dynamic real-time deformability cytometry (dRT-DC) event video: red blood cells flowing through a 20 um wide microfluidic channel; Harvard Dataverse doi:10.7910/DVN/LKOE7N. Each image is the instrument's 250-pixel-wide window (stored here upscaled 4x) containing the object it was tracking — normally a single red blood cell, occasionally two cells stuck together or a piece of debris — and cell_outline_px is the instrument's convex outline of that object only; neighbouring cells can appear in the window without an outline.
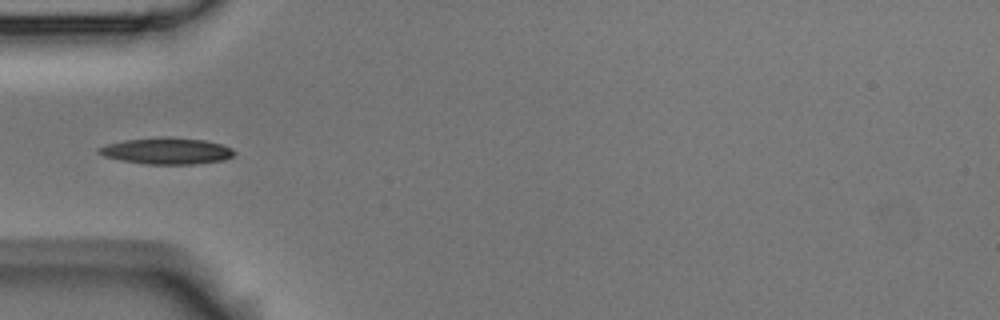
{"species": "Egyptian fruit bat (a non-hibernating species)", "species_latin": "Rousettus aegyptiacus", "temperature_condition": "room temperature", "stored_images_in_passage": 6, "camera_frame_rate_fps": 3000, "um_per_image_px": 0.085, "animal": {"sex": "male"}, "frame": {"image": 1, "passage_image": 5, "time_ms": 1.333, "image_size_px": [1000, 320], "cell_outline_px": [[236, 152], [232, 156], [224, 160], [192, 164], [144, 164], [120, 160], [104, 156], [96, 152], [96, 148], [108, 144], [124, 140], [160, 136], [168, 136], [204, 140], [220, 144], [232, 148]], "centroid_in_image_um": [14.14, 12.82], "position_along_channel_um": 70.9, "area_um2": 21.04}}
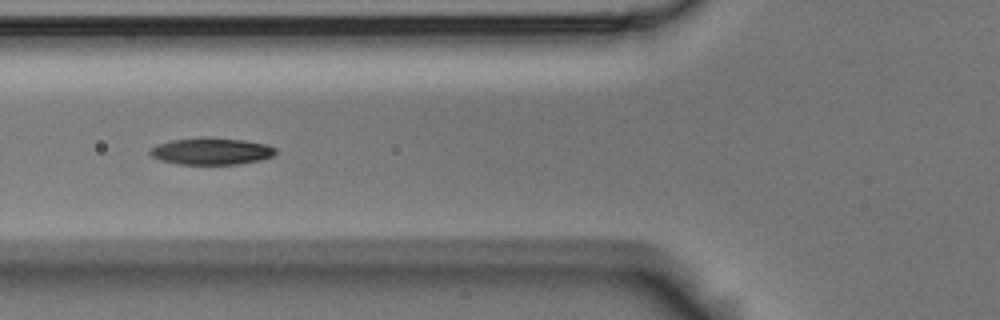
{"frame": {"image": 2, "passage_image": 6, "time_ms": 1.667, "image_size_px": [1000, 320], "cell_outline_px": [[276, 152], [272, 156], [260, 160], [240, 164], [180, 164], [160, 160], [152, 156], [148, 152], [156, 144], [172, 140], [244, 140], [268, 144], [276, 148]], "centroid_in_image_um": [17.99, 12.9], "position_along_channel_um": 107.8, "area_um2": 18.79}}